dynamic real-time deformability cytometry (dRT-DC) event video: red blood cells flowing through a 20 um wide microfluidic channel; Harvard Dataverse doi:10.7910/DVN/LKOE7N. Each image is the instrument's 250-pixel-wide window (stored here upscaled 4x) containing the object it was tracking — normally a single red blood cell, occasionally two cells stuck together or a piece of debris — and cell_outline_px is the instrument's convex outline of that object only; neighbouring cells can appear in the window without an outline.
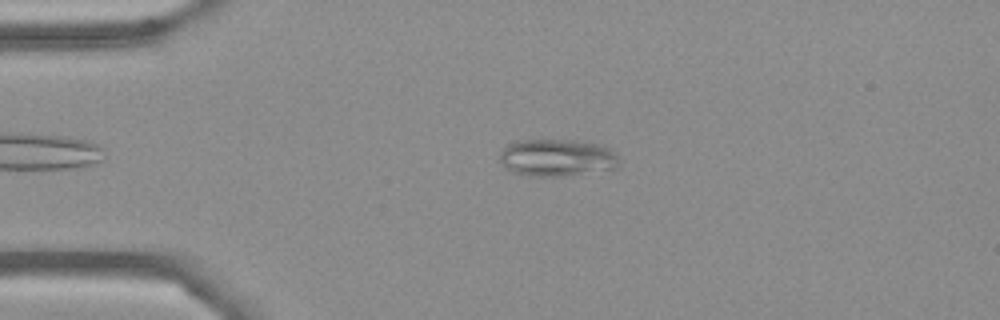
{"species": "Egyptian fruit bat (a non-hibernating species)", "species_latin": "Rousettus aegyptiacus", "temperature_condition": "cold", "stored_images_in_passage": 53, "camera_frame_rate_fps": 3000, "um_per_image_px": 0.085, "frame": {"image": 1, "passage_image": 11, "time_ms": 3.333, "image_size_px": [1000, 320], "cell_outline_px": [[620, 164], [616, 168], [564, 176], [528, 176], [516, 172], [500, 164], [500, 152], [508, 144], [516, 140], [572, 140], [600, 144], [608, 148], [620, 160]], "centroid_in_image_um": [47.33, 13.4], "position_along_channel_um": 37.7, "area_um2": 25.78}}
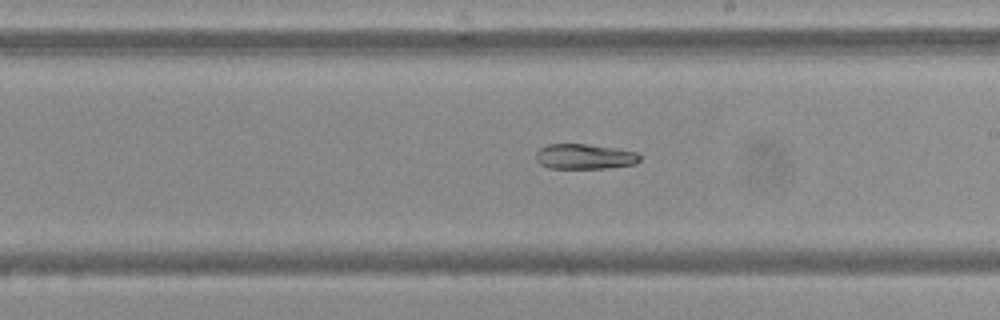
{"frame": {"image": 2, "passage_image": 30, "time_ms": 9.667, "image_size_px": [1000, 320], "cell_outline_px": [[640, 160], [636, 164], [608, 168], [548, 168], [540, 164], [536, 160], [536, 152], [540, 148], [548, 144], [588, 144], [616, 148], [636, 152], [640, 156]], "centroid_in_image_um": [49.69, 13.31], "position_along_channel_um": 239.3, "area_um2": 15.32}}
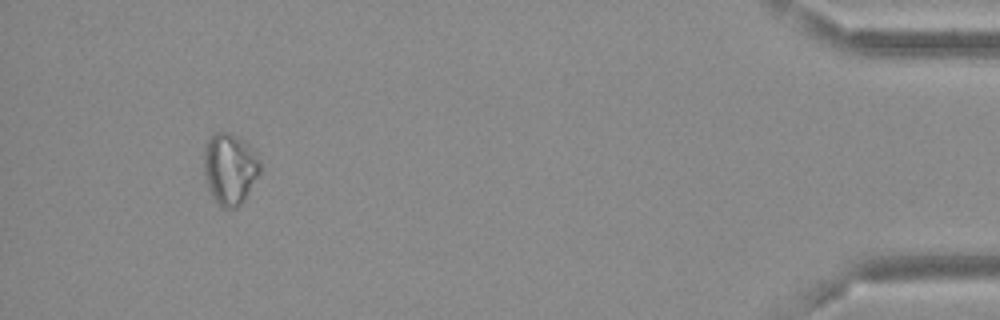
{"frame": {"image": 3, "passage_image": 50, "time_ms": 16.333, "image_size_px": [1000, 320], "cell_outline_px": [[260, 172], [244, 200], [236, 208], [224, 208], [216, 204], [208, 188], [204, 176], [204, 148], [208, 140], [216, 132], [228, 132], [244, 140], [256, 152], [260, 160]], "centroid_in_image_um": [19.53, 14.35], "position_along_channel_um": 415.7, "area_um2": 23.47}}